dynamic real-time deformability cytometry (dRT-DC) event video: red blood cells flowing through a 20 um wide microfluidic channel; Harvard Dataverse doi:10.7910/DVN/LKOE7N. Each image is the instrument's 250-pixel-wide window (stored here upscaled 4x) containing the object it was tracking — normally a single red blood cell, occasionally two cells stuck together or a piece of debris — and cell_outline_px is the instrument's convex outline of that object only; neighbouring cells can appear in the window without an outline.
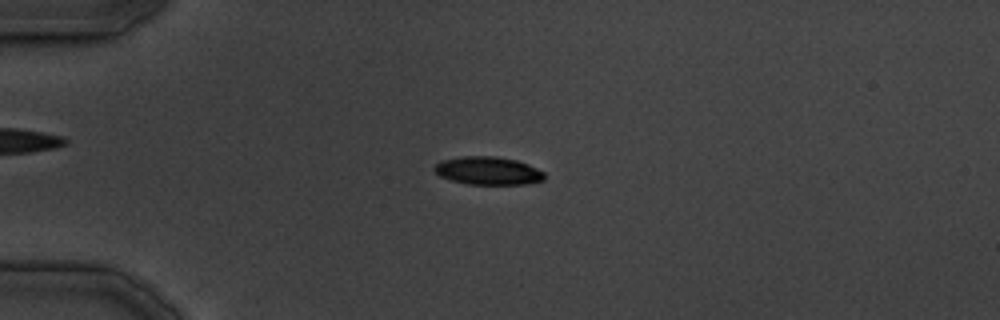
{"species": "common noctule bat (a hibernating species)", "species_latin": "Nyctalus noctula", "temperature_condition": "cold", "stored_images_in_passage": 34, "camera_frame_rate_fps": 3000, "um_per_image_px": 0.085, "animal": {"sex": "male", "body_mass_g": 19.5, "forearm_length_mm": 54.6}, "frame": {"image": 1, "passage_image": 8, "time_ms": 8.0, "image_size_px": [1000, 320], "cell_outline_px": [[544, 180], [524, 184], [468, 184], [452, 180], [440, 176], [432, 168], [440, 160], [460, 156], [496, 156], [516, 160], [528, 164], [544, 172]], "centroid_in_image_um": [41.46, 14.5], "position_along_channel_um": 43.5, "area_um2": 17.98}}
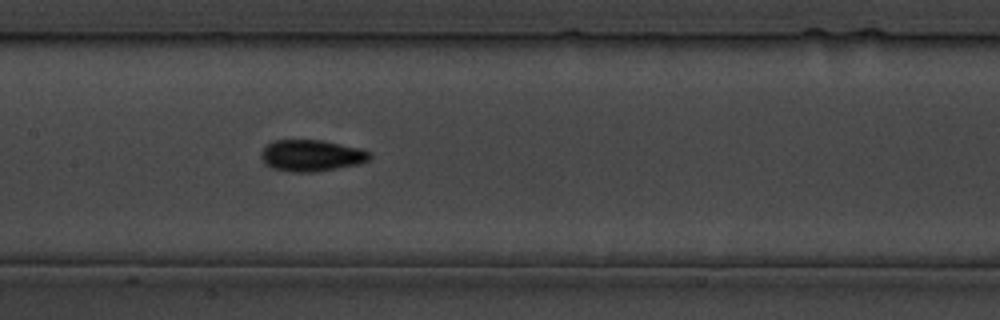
{"frame": {"image": 2, "passage_image": 17, "time_ms": 19.333, "image_size_px": [1000, 320], "cell_outline_px": [[372, 156], [368, 160], [356, 164], [336, 168], [312, 172], [292, 172], [272, 168], [260, 156], [260, 152], [272, 140], [324, 140], [360, 148], [372, 152]], "centroid_in_image_um": [26.48, 13.2], "position_along_channel_um": 180.9, "area_um2": 19.83}}
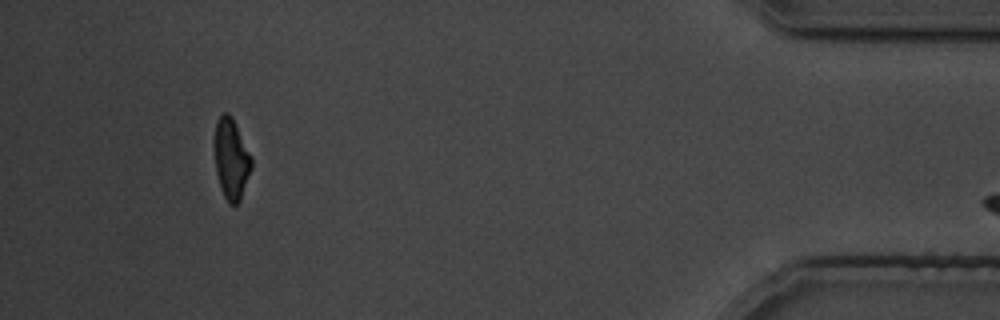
{"frame": {"image": 3, "passage_image": 33, "time_ms": 39.333, "image_size_px": [1000, 320], "cell_outline_px": [[252, 168], [240, 200], [236, 204], [228, 204], [224, 196], [216, 172], [212, 144], [212, 140], [216, 120], [224, 112], [228, 112], [232, 116], [252, 156]], "centroid_in_image_um": [19.63, 13.45], "position_along_channel_um": 415.6, "area_um2": 17.92}}